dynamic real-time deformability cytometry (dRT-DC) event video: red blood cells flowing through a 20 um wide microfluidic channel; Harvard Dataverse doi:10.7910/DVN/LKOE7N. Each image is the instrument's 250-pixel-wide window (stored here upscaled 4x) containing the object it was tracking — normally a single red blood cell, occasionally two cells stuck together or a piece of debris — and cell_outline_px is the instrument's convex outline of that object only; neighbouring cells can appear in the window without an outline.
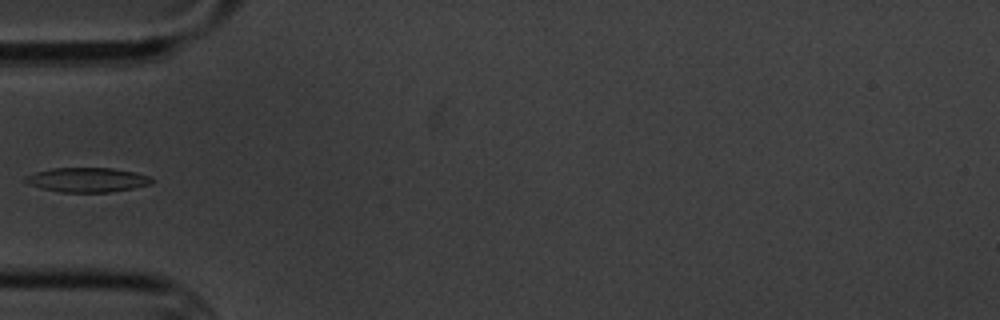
{"species": "common noctule bat (a hibernating species)", "species_latin": "Nyctalus noctula", "temperature_condition": "cold", "stored_images_in_passage": 6, "camera_frame_rate_fps": 3000, "um_per_image_px": 0.085, "animal": {"sex": "male", "body_mass_g": 20.1, "forearm_length_mm": 53.5}, "frame": {"image": 1, "passage_image": 6, "time_ms": 6.0, "image_size_px": [1000, 320], "cell_outline_px": [[152, 184], [112, 192], [60, 192], [40, 188], [28, 184], [24, 180], [24, 176], [36, 172], [52, 168], [112, 168], [136, 172], [148, 176], [152, 180]], "centroid_in_image_um": [7.39, 15.29], "position_along_channel_um": 77.6, "area_um2": 18.03}}